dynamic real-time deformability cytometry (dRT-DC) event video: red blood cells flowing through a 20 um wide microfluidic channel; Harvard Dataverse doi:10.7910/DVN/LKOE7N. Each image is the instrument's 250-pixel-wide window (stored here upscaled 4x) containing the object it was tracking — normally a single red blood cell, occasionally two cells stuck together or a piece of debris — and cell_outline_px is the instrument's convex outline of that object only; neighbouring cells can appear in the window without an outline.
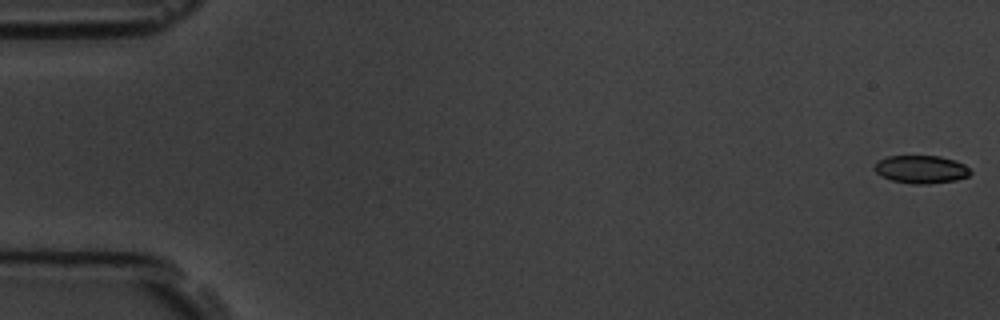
{"species": "common noctule bat (a hibernating species)", "species_latin": "Nyctalus noctula", "temperature_condition": "room temperature", "stored_images_in_passage": 6, "camera_frame_rate_fps": 3000, "um_per_image_px": 0.085, "animal": {"sex": "male", "body_mass_g": 19.5, "forearm_length_mm": 54.6}, "frame": {"image": 1, "passage_image": 1, "time_ms": 0.0, "image_size_px": [1000, 320], "cell_outline_px": [[972, 172], [968, 176], [956, 180], [928, 184], [912, 184], [892, 180], [880, 176], [876, 172], [876, 160], [888, 156], [940, 156], [956, 160], [964, 164]], "centroid_in_image_um": [78.3, 14.39], "position_along_channel_um": 6.7, "area_um2": 15.66}}
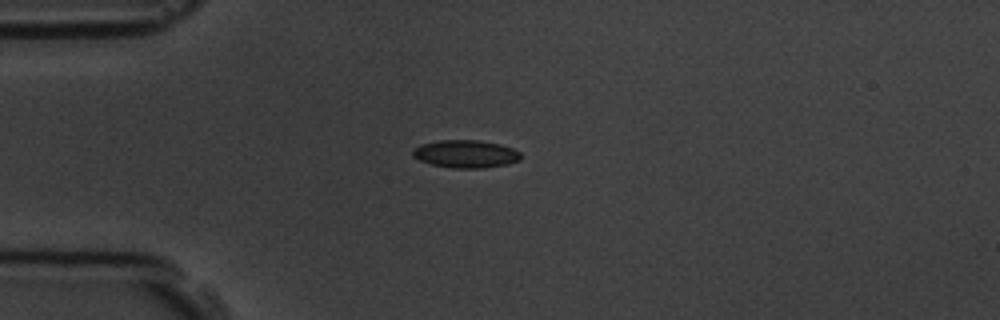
{"frame": {"image": 2, "passage_image": 5, "time_ms": 4.667, "image_size_px": [1000, 320], "cell_outline_px": [[520, 160], [508, 164], [480, 168], [452, 168], [432, 164], [420, 160], [412, 156], [412, 148], [420, 144], [440, 140], [476, 140], [500, 144], [512, 148], [520, 152]], "centroid_in_image_um": [39.56, 13.08], "position_along_channel_um": 45.4, "area_um2": 17.46}}
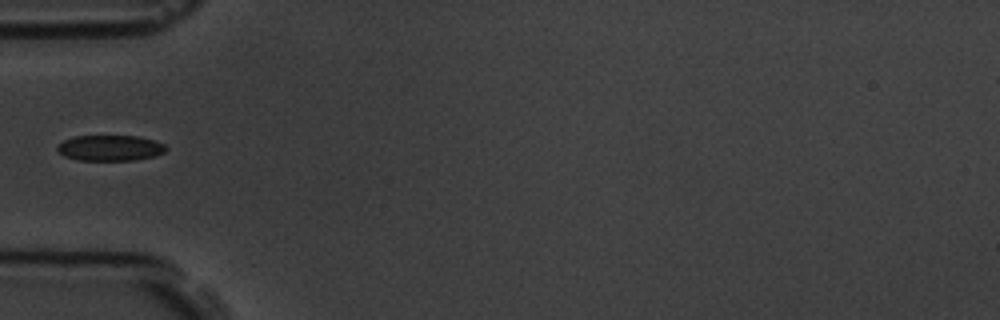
{"frame": {"image": 3, "passage_image": 6, "time_ms": 6.0, "image_size_px": [1000, 320], "cell_outline_px": [[168, 148], [164, 152], [156, 156], [136, 160], [76, 160], [64, 156], [56, 148], [64, 140], [72, 136], [136, 136], [152, 140], [164, 144]], "centroid_in_image_um": [9.37, 12.58], "position_along_channel_um": 75.6, "area_um2": 16.24}}